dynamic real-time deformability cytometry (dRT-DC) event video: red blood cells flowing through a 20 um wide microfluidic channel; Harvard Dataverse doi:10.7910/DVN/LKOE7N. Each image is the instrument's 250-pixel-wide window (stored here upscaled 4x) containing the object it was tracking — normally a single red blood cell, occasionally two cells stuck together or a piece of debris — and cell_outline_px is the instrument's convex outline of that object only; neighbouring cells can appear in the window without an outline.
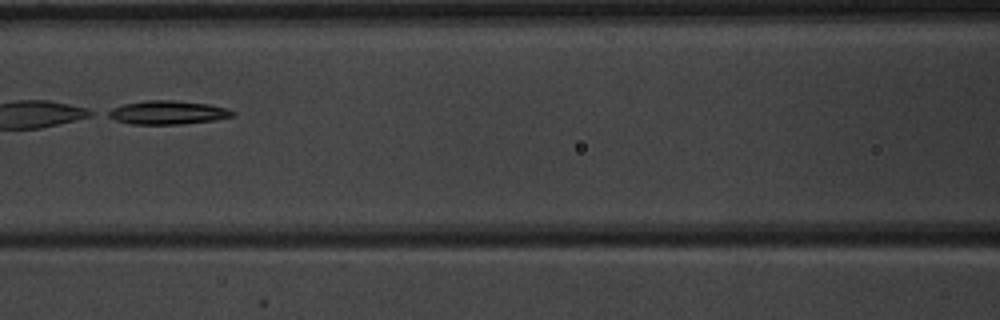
{"species": "common noctule bat (a hibernating species)", "species_latin": "Nyctalus noctula", "temperature_condition": "warm", "stored_images_in_passage": 5, "camera_frame_rate_fps": 3000, "um_per_image_px": 0.085, "animal": {"sex": "male", "body_mass_g": 20.1, "forearm_length_mm": 53.5}, "frame": {"image": 1, "passage_image": 5, "time_ms": 4.667, "image_size_px": [1000, 320], "cell_outline_px": [[236, 116], [216, 120], [184, 124], [132, 124], [116, 120], [108, 116], [104, 112], [112, 108], [124, 104], [144, 100], [172, 100], [208, 104], [228, 108], [236, 112]], "centroid_in_image_um": [14.29, 9.56], "position_along_channel_um": 152.3, "area_um2": 17.34}}